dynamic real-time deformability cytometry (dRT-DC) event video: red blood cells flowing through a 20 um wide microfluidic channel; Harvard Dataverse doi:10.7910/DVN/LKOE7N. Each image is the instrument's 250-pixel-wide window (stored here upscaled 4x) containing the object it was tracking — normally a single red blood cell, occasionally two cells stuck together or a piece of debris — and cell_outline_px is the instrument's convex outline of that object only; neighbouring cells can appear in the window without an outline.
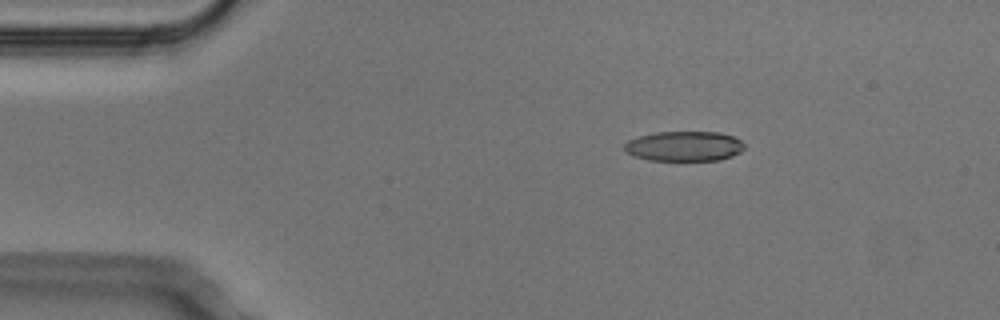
{"species": "Egyptian fruit bat (a non-hibernating species)", "species_latin": "Rousettus aegyptiacus", "temperature_condition": "cold", "stored_images_in_passage": 6, "camera_frame_rate_fps": 3000, "um_per_image_px": 0.085, "animal": {"sex": "male"}, "frame": {"image": 1, "passage_image": 2, "time_ms": 0.333, "image_size_px": [1000, 320], "cell_outline_px": [[744, 148], [740, 152], [732, 156], [720, 160], [648, 160], [632, 156], [624, 152], [624, 144], [628, 140], [640, 136], [656, 132], [720, 132], [732, 136], [740, 140], [744, 144]], "centroid_in_image_um": [58.13, 12.43], "position_along_channel_um": 26.9, "area_um2": 21.04}}
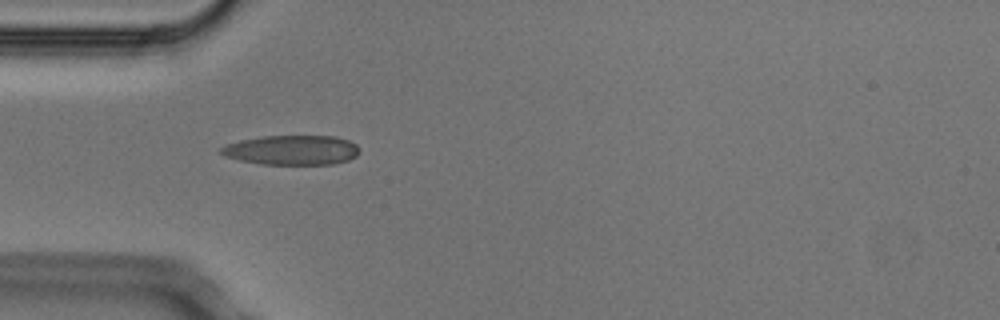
{"frame": {"image": 2, "passage_image": 4, "time_ms": 1.0, "image_size_px": [1000, 320], "cell_outline_px": [[360, 152], [356, 156], [348, 160], [332, 164], [260, 164], [240, 160], [224, 156], [220, 152], [220, 148], [224, 144], [240, 140], [264, 136], [336, 136], [348, 140], [356, 144], [360, 148]], "centroid_in_image_um": [24.81, 12.75], "position_along_channel_um": 60.2, "area_um2": 24.04}}
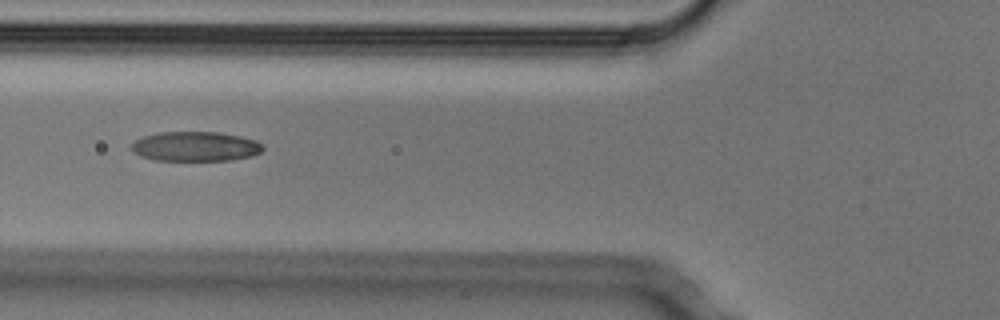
{"frame": {"image": 3, "passage_image": 5, "time_ms": 1.333, "image_size_px": [1000, 320], "cell_outline_px": [[264, 148], [260, 152], [252, 156], [228, 160], [156, 160], [140, 156], [132, 148], [132, 144], [136, 140], [144, 136], [160, 132], [220, 132], [240, 136], [256, 140], [264, 144]], "centroid_in_image_um": [16.66, 12.44], "position_along_channel_um": 109.1, "area_um2": 22.6}}